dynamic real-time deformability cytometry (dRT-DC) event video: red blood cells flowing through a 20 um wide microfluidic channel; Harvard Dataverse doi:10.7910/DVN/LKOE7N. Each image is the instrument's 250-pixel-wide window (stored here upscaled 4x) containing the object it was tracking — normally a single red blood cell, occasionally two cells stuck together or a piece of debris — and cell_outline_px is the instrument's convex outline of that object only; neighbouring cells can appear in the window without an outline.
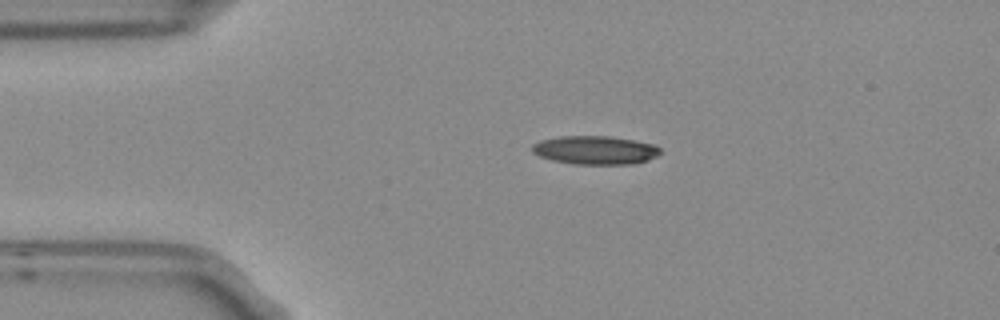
{"species": "Egyptian fruit bat (a non-hibernating species)", "species_latin": "Rousettus aegyptiacus", "temperature_condition": "room temperature", "stored_images_in_passage": 3, "camera_frame_rate_fps": 3000, "um_per_image_px": 0.085, "frame": {"image": 1, "passage_image": 2, "time_ms": 0.333, "image_size_px": [1000, 320], "cell_outline_px": [[660, 152], [656, 156], [648, 160], [632, 164], [572, 164], [552, 160], [540, 156], [532, 152], [532, 144], [540, 140], [560, 136], [608, 136], [656, 144], [660, 148]], "centroid_in_image_um": [50.58, 12.76], "position_along_channel_um": 34.4, "area_um2": 21.33}}